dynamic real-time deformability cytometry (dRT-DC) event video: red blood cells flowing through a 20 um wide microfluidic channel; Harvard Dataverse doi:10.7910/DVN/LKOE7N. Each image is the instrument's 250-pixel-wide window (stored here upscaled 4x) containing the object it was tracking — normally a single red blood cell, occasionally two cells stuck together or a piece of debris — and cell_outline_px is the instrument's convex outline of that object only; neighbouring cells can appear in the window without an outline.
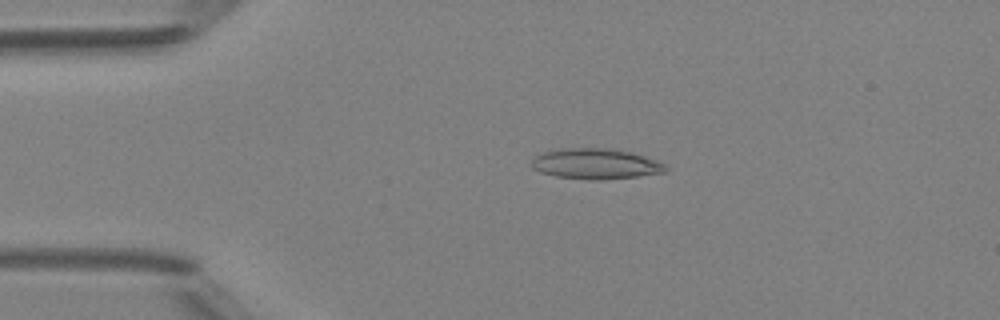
{"species": "Egyptian fruit bat (a non-hibernating species)", "species_latin": "Rousettus aegyptiacus", "temperature_condition": "room temperature", "stored_images_in_passage": 49, "camera_frame_rate_fps": 3000, "um_per_image_px": 0.085, "animal": {"sex": "female"}, "frame": {"image": 1, "passage_image": 11, "time_ms": 3.333, "image_size_px": [1000, 320], "cell_outline_px": [[668, 168], [664, 172], [636, 176], [604, 180], [588, 180], [556, 176], [540, 172], [532, 168], [528, 164], [536, 156], [544, 152], [560, 148], [608, 148], [628, 152], [644, 156], [656, 160], [664, 164]], "centroid_in_image_um": [50.58, 13.93], "position_along_channel_um": 34.4, "area_um2": 23.81}}
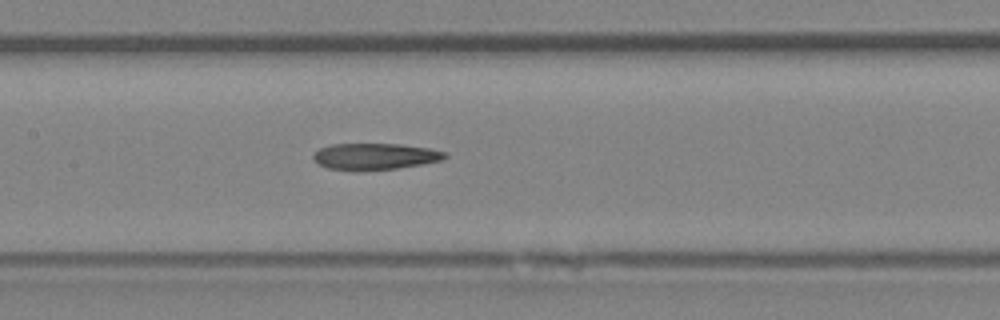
{"frame": {"image": 2, "passage_image": 24, "time_ms": 7.667, "image_size_px": [1000, 320], "cell_outline_px": [[448, 156], [440, 160], [424, 164], [396, 168], [360, 172], [328, 168], [316, 164], [312, 156], [320, 148], [332, 144], [400, 144], [432, 148], [448, 152]], "centroid_in_image_um": [31.88, 13.31], "position_along_channel_um": 175.5, "area_um2": 20.69}}
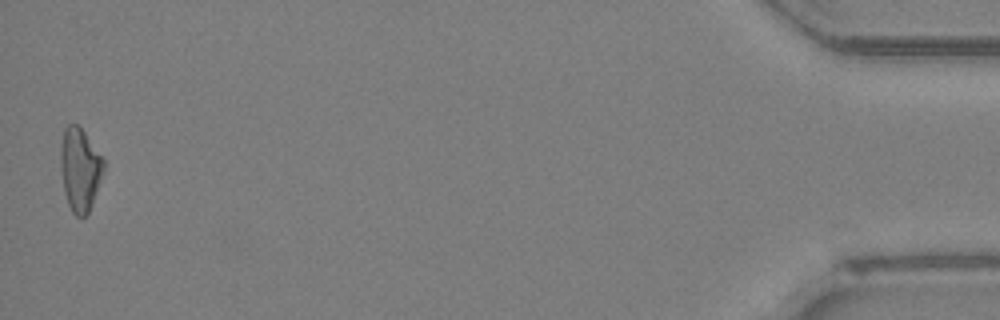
{"frame": {"image": 3, "passage_image": 49, "time_ms": 16.0, "image_size_px": [1000, 320], "cell_outline_px": [[104, 168], [88, 212], [84, 216], [76, 216], [72, 212], [68, 204], [64, 192], [60, 168], [60, 144], [64, 128], [68, 124], [76, 124], [84, 132], [104, 160]], "centroid_in_image_um": [6.75, 14.37], "position_along_channel_um": 428.4, "area_um2": 20.52}}